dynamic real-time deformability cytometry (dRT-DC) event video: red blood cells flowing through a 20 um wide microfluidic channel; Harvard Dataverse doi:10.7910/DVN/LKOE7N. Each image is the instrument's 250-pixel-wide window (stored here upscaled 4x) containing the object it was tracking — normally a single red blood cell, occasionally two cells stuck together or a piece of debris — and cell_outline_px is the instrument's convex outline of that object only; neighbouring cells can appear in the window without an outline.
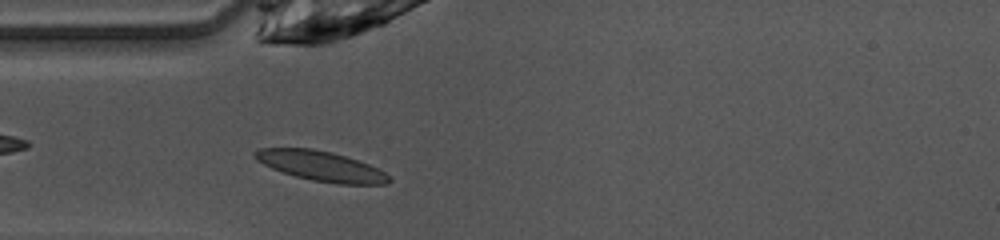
{"species": "common noctule bat (a hibernating species)", "species_latin": "Nyctalus noctula", "temperature_condition": "warm", "stored_images_in_passage": 37, "camera_frame_rate_fps": 3000, "um_per_image_px": 0.085, "animal": {"sex": "female", "body_mass_g": 10.0, "forearm_length_mm": 53.1}, "frame": {"image": 1, "passage_image": 3, "time_ms": 0.667, "image_size_px": [1000, 240], "cell_outline_px": [[392, 180], [388, 184], [340, 184], [312, 180], [296, 176], [272, 168], [256, 160], [252, 156], [252, 152], [260, 148], [312, 148], [332, 152], [368, 164], [384, 172]], "centroid_in_image_um": [27.26, 14.11], "position_along_channel_um": 57.7, "area_um2": 23.18}}
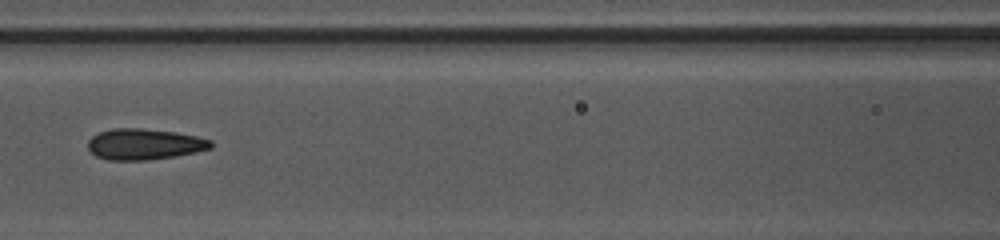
{"frame": {"image": 2, "passage_image": 10, "time_ms": 3.0, "image_size_px": [1000, 240], "cell_outline_px": [[212, 148], [196, 152], [176, 156], [148, 160], [108, 160], [96, 156], [88, 148], [88, 140], [92, 136], [100, 132], [112, 128], [140, 128], [172, 132], [196, 136], [212, 140]], "centroid_in_image_um": [12.26, 12.26], "position_along_channel_um": 154.3, "area_um2": 22.14}}
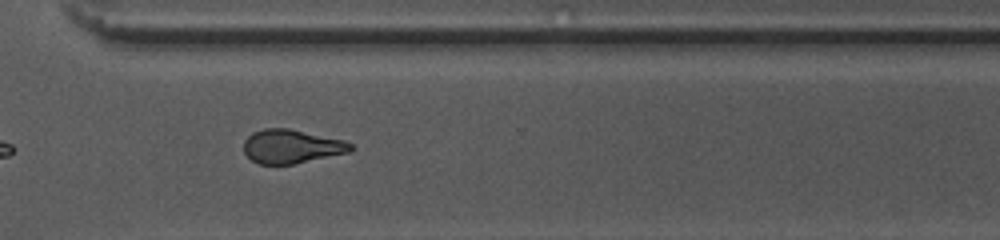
{"frame": {"image": 3, "passage_image": 24, "time_ms": 7.667, "image_size_px": [1000, 240], "cell_outline_px": [[352, 152], [292, 164], [260, 164], [252, 160], [244, 152], [244, 140], [252, 132], [264, 128], [288, 128], [344, 140], [352, 144]], "centroid_in_image_um": [24.78, 12.44], "position_along_channel_um": 345.8, "area_um2": 21.04}, "authors_computed_cell_mechanics": {"area_um2": 22.0218, "velocity_mm_per_s": 4.116, "shape_relaxation_time_tau1_ms": 3.7228, "shape_relaxation_time_tau2_ms": 2.1783, "deformation_change_tau1": 0.1357, "deformation_change_tau2": 0.0912}}